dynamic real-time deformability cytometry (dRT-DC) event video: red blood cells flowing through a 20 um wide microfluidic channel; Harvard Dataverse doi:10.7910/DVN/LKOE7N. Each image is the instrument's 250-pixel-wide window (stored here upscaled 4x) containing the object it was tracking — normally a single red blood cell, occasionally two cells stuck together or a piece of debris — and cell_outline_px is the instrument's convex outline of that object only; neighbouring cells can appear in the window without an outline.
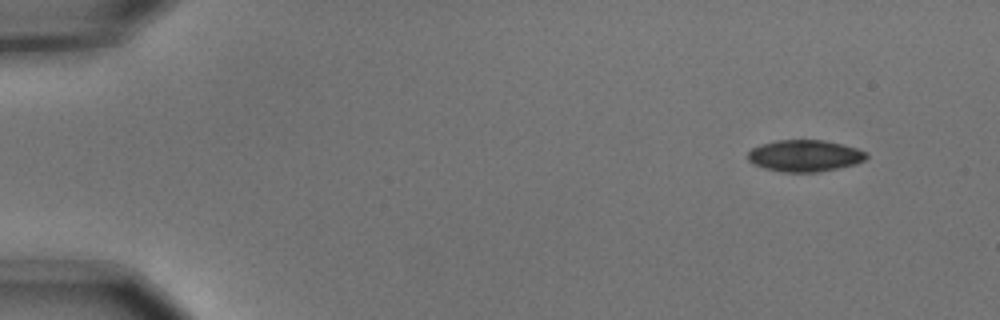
{"species": "common noctule bat (a hibernating species)", "species_latin": "Nyctalus noctula", "temperature_condition": "cold", "stored_images_in_passage": 5, "camera_frame_rate_fps": 3000, "um_per_image_px": 0.085, "animal": {"sex": "male", "body_mass_g": 15.6}, "frame": {"image": 1, "passage_image": 1, "time_ms": 0.0, "image_size_px": [1000, 320], "cell_outline_px": [[868, 156], [864, 160], [856, 164], [816, 172], [780, 172], [764, 168], [752, 164], [748, 160], [748, 152], [752, 148], [760, 144], [776, 140], [824, 140], [856, 148], [868, 152]], "centroid_in_image_um": [68.38, 13.24], "position_along_channel_um": 16.6, "area_um2": 21.91}}
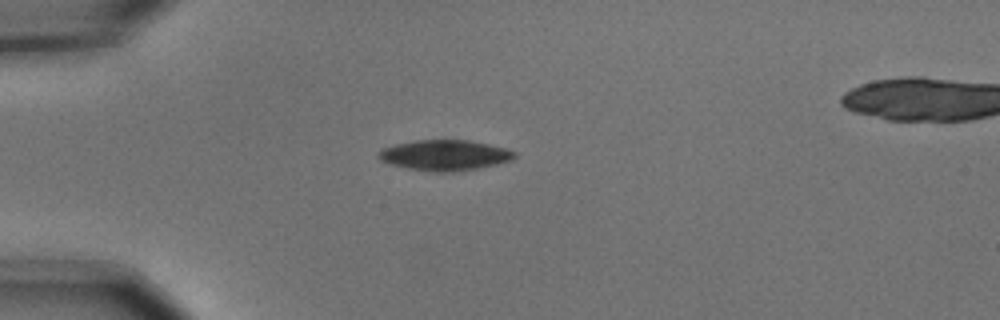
{"frame": {"image": 2, "passage_image": 3, "time_ms": 0.667, "image_size_px": [1000, 320], "cell_outline_px": [[516, 156], [512, 160], [496, 164], [476, 168], [452, 172], [436, 172], [408, 168], [392, 164], [380, 160], [376, 156], [376, 152], [384, 148], [396, 144], [416, 140], [468, 140], [508, 148], [516, 152]], "centroid_in_image_um": [37.81, 13.18], "position_along_channel_um": 47.2, "area_um2": 24.1}}
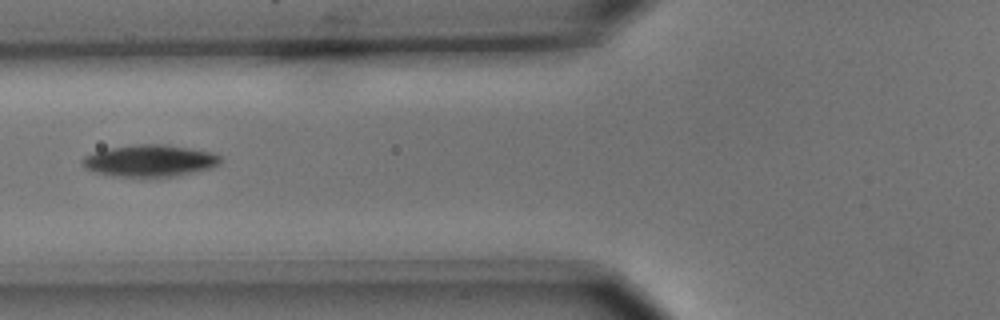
{"frame": {"image": 3, "passage_image": 5, "time_ms": 1.333, "image_size_px": [1000, 320], "cell_outline_px": [[224, 156], [220, 164], [212, 168], [176, 176], [116, 176], [96, 172], [84, 168], [80, 160], [84, 156], [92, 152], [108, 148], [136, 144], [168, 144], [212, 152]], "centroid_in_image_um": [12.76, 13.64], "position_along_channel_um": 113.0, "area_um2": 25.84}}